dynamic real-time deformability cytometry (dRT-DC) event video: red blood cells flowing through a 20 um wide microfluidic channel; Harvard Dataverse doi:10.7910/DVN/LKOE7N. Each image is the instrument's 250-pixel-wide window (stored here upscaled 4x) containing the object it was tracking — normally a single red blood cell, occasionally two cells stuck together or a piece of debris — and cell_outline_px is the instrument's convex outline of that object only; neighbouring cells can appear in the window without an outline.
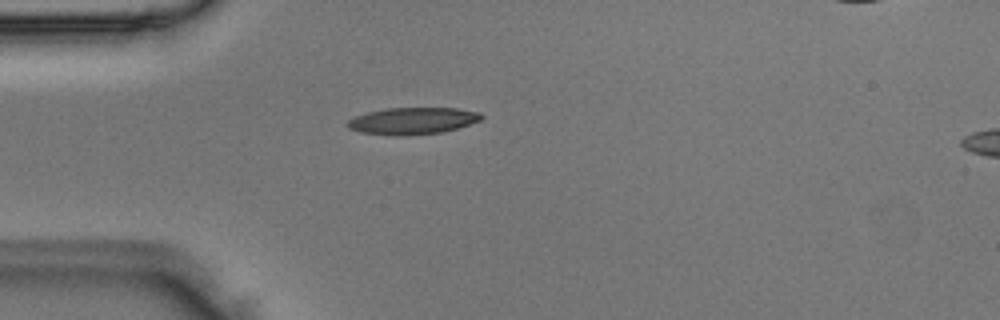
{"species": "Egyptian fruit bat (a non-hibernating species)", "species_latin": "Rousettus aegyptiacus", "temperature_condition": "room temperature", "stored_images_in_passage": 2, "camera_frame_rate_fps": 3000, "um_per_image_px": 0.085, "animal": {"sex": "male"}, "frame": {"image": 1, "passage_image": 2, "time_ms": 0.333, "image_size_px": [1000, 320], "cell_outline_px": [[484, 116], [480, 120], [456, 128], [440, 132], [360, 132], [348, 128], [344, 124], [348, 120], [356, 116], [368, 112], [388, 108], [456, 108], [480, 112]], "centroid_in_image_um": [35.1, 10.2], "position_along_channel_um": 49.9, "area_um2": 19.59}}